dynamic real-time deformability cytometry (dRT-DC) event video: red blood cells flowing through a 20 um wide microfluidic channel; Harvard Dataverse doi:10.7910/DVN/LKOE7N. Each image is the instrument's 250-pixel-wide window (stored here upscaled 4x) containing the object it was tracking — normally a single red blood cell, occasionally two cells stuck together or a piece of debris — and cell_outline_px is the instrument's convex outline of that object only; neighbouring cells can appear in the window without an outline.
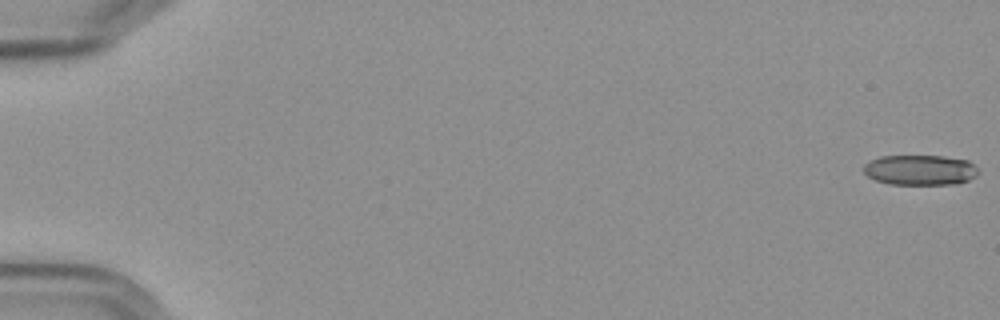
{"species": "Egyptian fruit bat (a non-hibernating species)", "species_latin": "Rousettus aegyptiacus", "temperature_condition": "cold", "stored_images_in_passage": 55, "camera_frame_rate_fps": 3000, "um_per_image_px": 0.085, "frame": {"image": 1, "passage_image": 1, "time_ms": 0.0, "image_size_px": [1000, 320], "cell_outline_px": [[980, 172], [976, 176], [968, 180], [956, 184], [888, 184], [876, 180], [868, 176], [864, 172], [864, 164], [868, 160], [880, 156], [944, 156], [968, 160]], "centroid_in_image_um": [78.2, 14.44], "position_along_channel_um": 6.8, "area_um2": 20.29}}
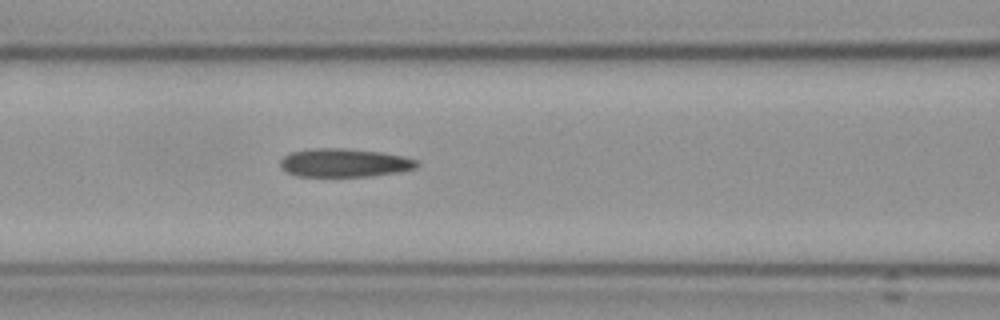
{"frame": {"image": 2, "passage_image": 26, "time_ms": 8.333, "image_size_px": [1000, 320], "cell_outline_px": [[420, 164], [416, 168], [400, 172], [372, 176], [296, 176], [280, 168], [280, 160], [284, 156], [292, 152], [308, 148], [344, 148], [380, 152], [404, 156], [420, 160]], "centroid_in_image_um": [29.3, 13.83], "position_along_channel_um": 137.3, "area_um2": 22.89}}
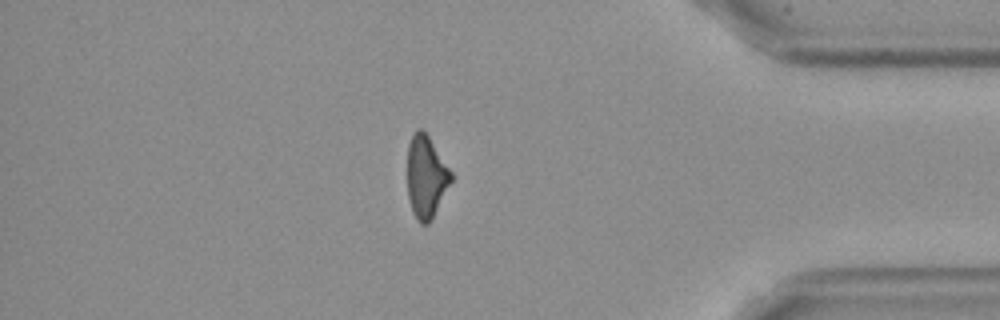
{"frame": {"image": 3, "passage_image": 50, "time_ms": 16.333, "image_size_px": [1000, 320], "cell_outline_px": [[452, 180], [432, 220], [428, 224], [420, 224], [412, 212], [408, 196], [408, 144], [416, 128], [420, 128], [428, 136], [452, 172]], "centroid_in_image_um": [36.22, 15.06], "position_along_channel_um": 399.0, "area_um2": 20.87}}